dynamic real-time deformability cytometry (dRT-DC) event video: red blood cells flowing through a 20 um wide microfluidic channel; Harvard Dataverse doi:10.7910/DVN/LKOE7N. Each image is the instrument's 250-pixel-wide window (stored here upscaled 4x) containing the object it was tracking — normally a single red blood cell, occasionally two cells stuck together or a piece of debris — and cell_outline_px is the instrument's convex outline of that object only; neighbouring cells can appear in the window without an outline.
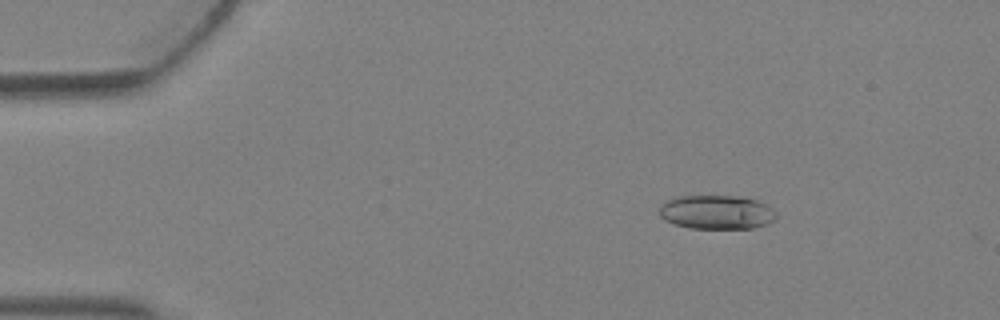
{"species": "Egyptian fruit bat (a non-hibernating species)", "species_latin": "Rousettus aegyptiacus", "temperature_condition": "warm", "stored_images_in_passage": 3, "camera_frame_rate_fps": 3000, "um_per_image_px": 0.085, "animal": {"sex": "female"}, "frame": {"image": 1, "passage_image": 1, "time_ms": 0.0, "image_size_px": [1000, 320], "cell_outline_px": [[776, 220], [768, 224], [752, 228], [688, 228], [672, 224], [664, 220], [660, 216], [660, 208], [668, 200], [676, 196], [736, 196], [756, 200], [772, 208], [776, 212]], "centroid_in_image_um": [60.92, 18.05], "position_along_channel_um": 24.1, "area_um2": 23.18}}